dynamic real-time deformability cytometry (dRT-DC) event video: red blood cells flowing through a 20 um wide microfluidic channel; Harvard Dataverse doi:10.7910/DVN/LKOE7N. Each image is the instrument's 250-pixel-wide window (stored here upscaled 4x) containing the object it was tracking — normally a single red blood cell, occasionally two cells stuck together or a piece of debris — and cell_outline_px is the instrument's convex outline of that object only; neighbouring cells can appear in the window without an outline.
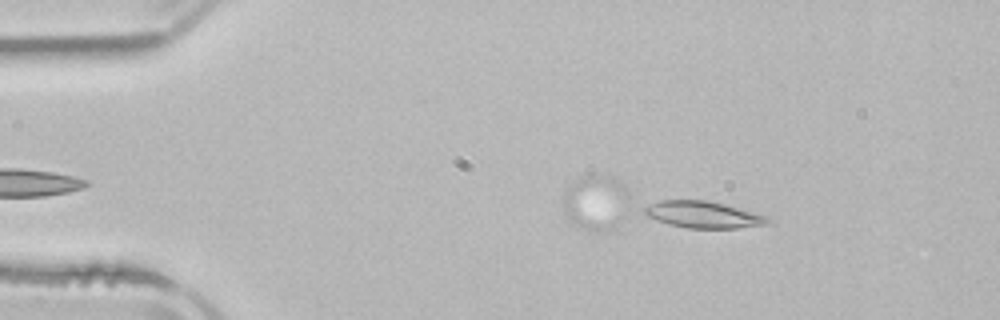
{"species": "common noctule bat (a hibernating species)", "species_latin": "Nyctalus noctula", "temperature_condition": "room temperature", "stored_images_in_passage": 3, "camera_frame_rate_fps": 3000, "um_per_image_px": 0.085, "animal": {"sex": "male", "body_mass_g": 21.5, "forearm_length_mm": 52.0}, "frame": {"image": 1, "passage_image": 3, "time_ms": 2.333, "image_size_px": [1000, 320], "cell_outline_px": [[772, 224], [736, 228], [688, 228], [668, 224], [656, 220], [648, 216], [644, 212], [644, 208], [648, 204], [660, 200], [708, 200], [724, 204], [768, 216], [772, 220]], "centroid_in_image_um": [59.81, 18.24], "position_along_channel_um": 25.2, "area_um2": 19.31}}